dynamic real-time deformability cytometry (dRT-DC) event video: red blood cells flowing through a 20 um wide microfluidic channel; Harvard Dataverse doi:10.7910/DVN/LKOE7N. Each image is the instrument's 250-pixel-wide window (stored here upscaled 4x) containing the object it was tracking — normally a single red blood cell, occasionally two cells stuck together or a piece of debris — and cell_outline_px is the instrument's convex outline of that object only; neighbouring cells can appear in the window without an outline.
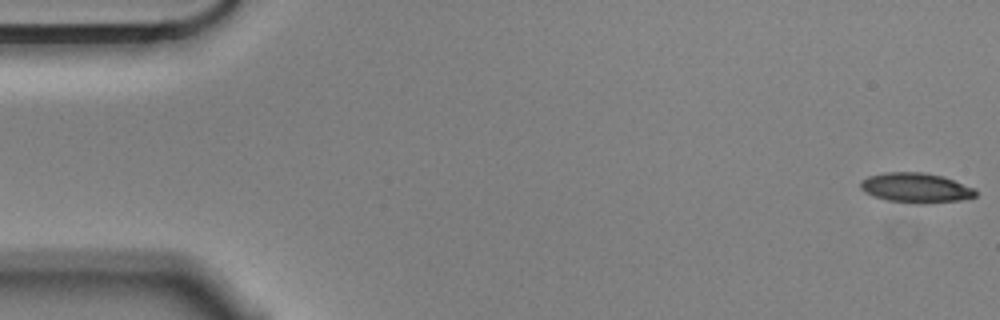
{"species": "Egyptian fruit bat (a non-hibernating species)", "species_latin": "Rousettus aegyptiacus", "temperature_condition": "cold", "stored_images_in_passage": 56, "camera_frame_rate_fps": 3000, "um_per_image_px": 0.085, "animal": {"sex": "male"}, "frame": {"image": 1, "passage_image": 1, "time_ms": 0.0, "image_size_px": [1000, 320], "cell_outline_px": [[976, 196], [960, 200], [924, 204], [916, 204], [888, 200], [876, 196], [860, 188], [860, 180], [868, 176], [884, 172], [924, 172], [944, 176], [976, 188]], "centroid_in_image_um": [77.89, 15.95], "position_along_channel_um": 7.1, "area_um2": 20.11}}
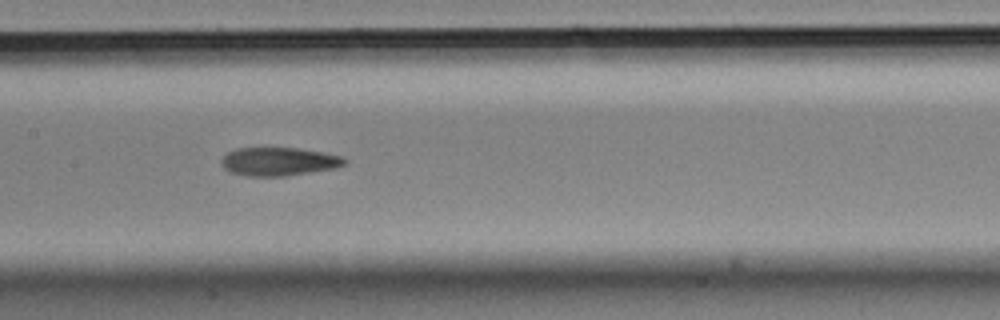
{"frame": {"image": 2, "passage_image": 27, "time_ms": 8.667, "image_size_px": [1000, 320], "cell_outline_px": [[348, 164], [336, 168], [284, 176], [248, 176], [228, 172], [220, 164], [220, 160], [228, 152], [236, 148], [296, 148], [324, 152], [344, 156], [348, 160]], "centroid_in_image_um": [23.72, 13.73], "position_along_channel_um": 183.7, "area_um2": 20.63}}
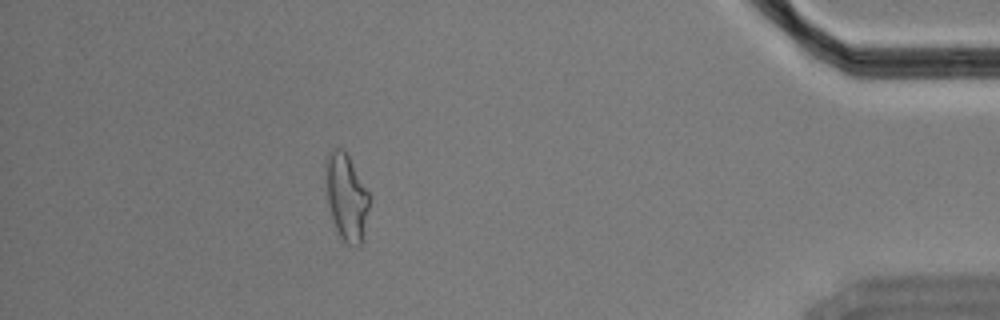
{"frame": {"image": 3, "passage_image": 50, "time_ms": 16.333, "image_size_px": [1000, 320], "cell_outline_px": [[368, 208], [364, 240], [356, 248], [348, 244], [340, 236], [336, 228], [328, 204], [324, 176], [324, 160], [328, 152], [332, 148], [344, 148], [368, 192]], "centroid_in_image_um": [29.41, 16.72], "position_along_channel_um": 405.8, "area_um2": 22.2}, "authors_computed_cell_mechanics": {"area_um2": 20.6635, "velocity_mm_per_s": 3.5625, "shape_relaxation_time_tau1_ms": null, "shape_relaxation_time_tau2_ms": 4.0612, "deformation_change_tau1": null, "deformation_change_tau2": 0.1266}}